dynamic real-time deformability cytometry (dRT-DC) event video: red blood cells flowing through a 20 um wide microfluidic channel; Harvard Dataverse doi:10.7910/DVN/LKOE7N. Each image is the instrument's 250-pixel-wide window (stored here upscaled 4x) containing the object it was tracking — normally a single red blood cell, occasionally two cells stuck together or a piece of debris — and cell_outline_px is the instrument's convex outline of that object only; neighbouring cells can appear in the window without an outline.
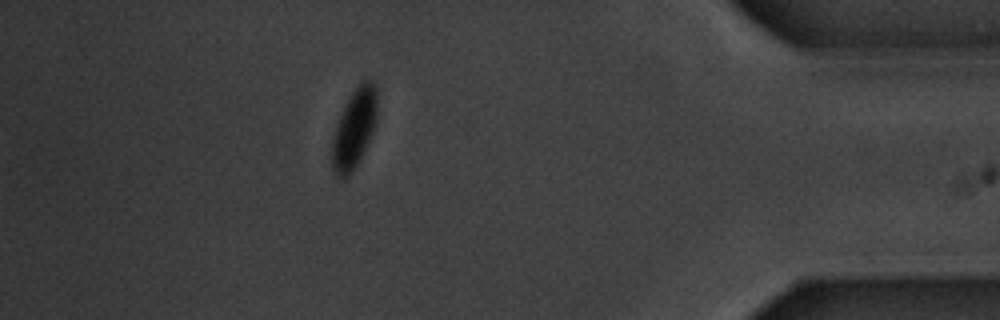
{"species": "common noctule bat (a hibernating species)", "species_latin": "Nyctalus noctula", "temperature_condition": "warm", "stored_images_in_passage": 17, "camera_frame_rate_fps": 3000, "um_per_image_px": 0.085, "animal": {"sex": "male", "body_mass_g": 20.1, "forearm_length_mm": 53.5}, "frame": {"image": 1, "passage_image": 17, "time_ms": 20.667, "image_size_px": [1000, 320], "cell_outline_px": [[376, 124], [360, 160], [352, 172], [344, 180], [336, 180], [332, 168], [332, 140], [336, 124], [340, 112], [352, 92], [360, 80], [372, 80], [376, 84]], "centroid_in_image_um": [30.09, 10.96], "position_along_channel_um": 405.1, "area_um2": 21.27}}